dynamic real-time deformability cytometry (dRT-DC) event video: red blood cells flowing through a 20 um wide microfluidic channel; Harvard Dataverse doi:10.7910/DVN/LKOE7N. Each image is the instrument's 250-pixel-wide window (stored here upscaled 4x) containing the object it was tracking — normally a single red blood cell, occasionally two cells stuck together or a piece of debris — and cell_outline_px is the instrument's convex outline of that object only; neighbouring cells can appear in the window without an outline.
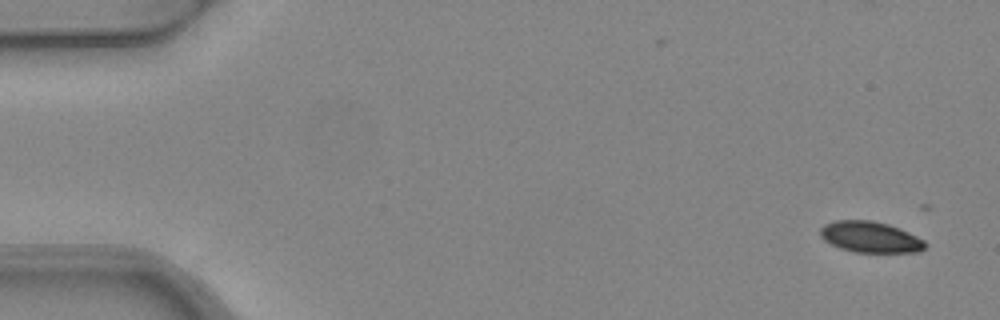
{"species": "common noctule bat (a hibernating species)", "species_latin": "Nyctalus noctula", "temperature_condition": "warm", "stored_images_in_passage": 5, "segment_of_instrument_passage": [1, 2], "camera_frame_rate_fps": 3000, "um_per_image_px": 0.085, "animal": {"sex": "female", "body_mass_g": 24.6, "forearm_length_mm": 56.2}, "frame": {"image": 1, "passage_image": 1, "time_ms": 0.0, "image_size_px": [1000, 320], "cell_outline_px": [[928, 244], [920, 252], [856, 252], [840, 248], [824, 240], [820, 236], [820, 228], [824, 224], [836, 220], [872, 220], [888, 224], [900, 228], [924, 240]], "centroid_in_image_um": [73.98, 20.14], "position_along_channel_um": 11.0, "area_um2": 19.02}}